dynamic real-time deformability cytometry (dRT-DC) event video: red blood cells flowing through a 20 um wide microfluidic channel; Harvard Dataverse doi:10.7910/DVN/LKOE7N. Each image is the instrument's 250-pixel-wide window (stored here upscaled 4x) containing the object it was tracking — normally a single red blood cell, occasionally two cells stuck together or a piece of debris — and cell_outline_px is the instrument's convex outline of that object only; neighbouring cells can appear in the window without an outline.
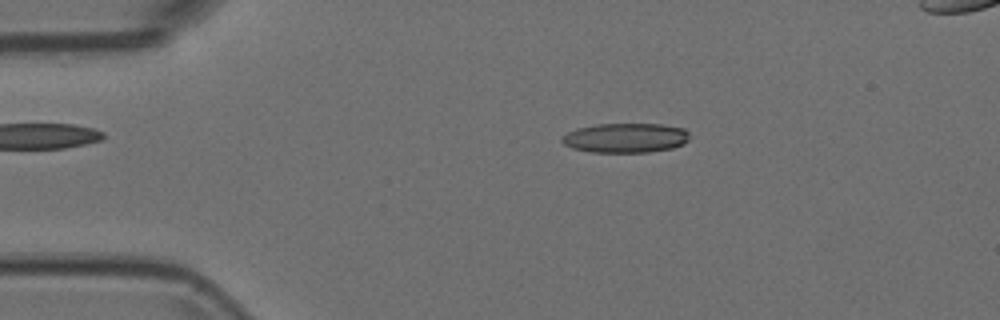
{"species": "Egyptian fruit bat (a non-hibernating species)", "species_latin": "Rousettus aegyptiacus", "temperature_condition": "room temperature", "stored_images_in_passage": 53, "camera_frame_rate_fps": 3000, "um_per_image_px": 0.085, "animal": {"sex": "female"}, "frame": {"image": 1, "passage_image": 10, "time_ms": 3.0, "image_size_px": [1000, 320], "cell_outline_px": [[688, 140], [684, 144], [672, 148], [648, 152], [592, 152], [572, 148], [564, 144], [560, 140], [560, 136], [576, 128], [596, 124], [664, 124], [684, 128], [688, 132]], "centroid_in_image_um": [53.15, 11.71], "position_along_channel_um": 31.8, "area_um2": 22.14}}
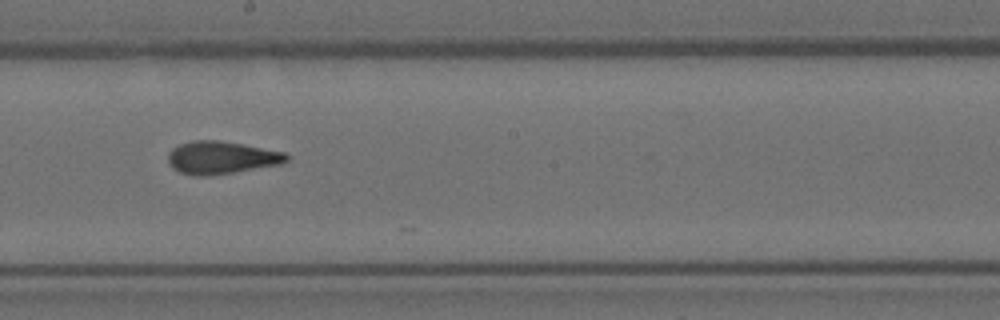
{"frame": {"image": 2, "passage_image": 29, "time_ms": 9.333, "image_size_px": [1000, 320], "cell_outline_px": [[292, 156], [288, 160], [280, 164], [208, 176], [196, 176], [180, 172], [172, 168], [168, 164], [168, 152], [172, 148], [180, 144], [192, 140], [220, 140], [284, 152]], "centroid_in_image_um": [18.78, 13.39], "position_along_channel_um": 229.4, "area_um2": 22.54}}
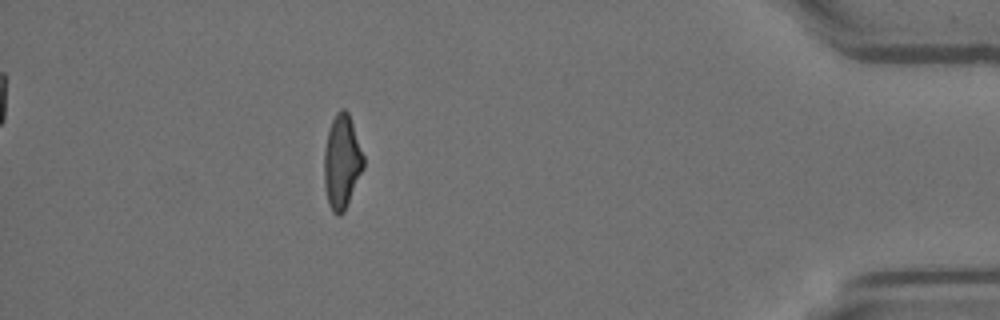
{"frame": {"image": 3, "passage_image": 47, "time_ms": 15.333, "image_size_px": [1000, 320], "cell_outline_px": [[364, 168], [344, 212], [340, 216], [336, 216], [332, 212], [328, 204], [324, 188], [324, 148], [328, 132], [332, 120], [336, 112], [340, 108], [344, 108], [348, 112], [364, 156]], "centroid_in_image_um": [29.05, 13.79], "position_along_channel_um": 406.2, "area_um2": 21.73}}